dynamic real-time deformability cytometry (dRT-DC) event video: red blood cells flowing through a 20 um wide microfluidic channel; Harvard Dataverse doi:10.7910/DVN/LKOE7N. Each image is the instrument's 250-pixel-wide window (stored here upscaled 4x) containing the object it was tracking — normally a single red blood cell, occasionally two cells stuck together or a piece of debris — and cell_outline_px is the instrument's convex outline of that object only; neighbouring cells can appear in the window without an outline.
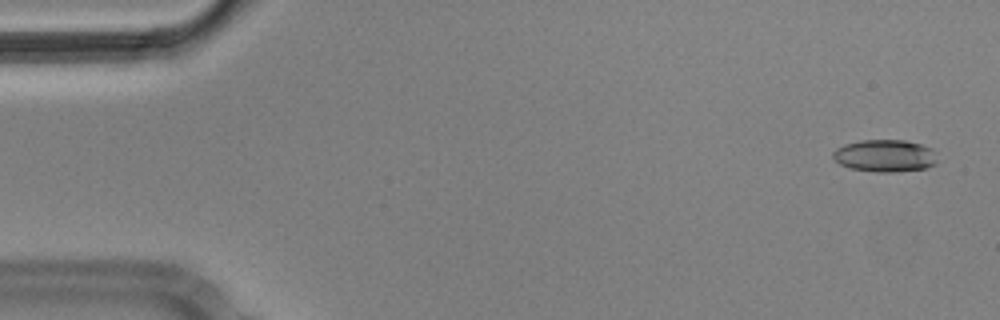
{"species": "Egyptian fruit bat (a non-hibernating species)", "species_latin": "Rousettus aegyptiacus", "temperature_condition": "cold", "stored_images_in_passage": 4, "camera_frame_rate_fps": 3000, "um_per_image_px": 0.085, "animal": {"sex": "male"}, "frame": {"image": 1, "passage_image": 1, "time_ms": 0.0, "image_size_px": [1000, 320], "cell_outline_px": [[936, 164], [924, 168], [892, 172], [876, 172], [852, 168], [840, 164], [832, 156], [832, 152], [836, 148], [844, 144], [860, 140], [904, 140], [920, 144], [932, 148], [936, 152]], "centroid_in_image_um": [75.22, 13.23], "position_along_channel_um": 9.8, "area_um2": 19.59}}
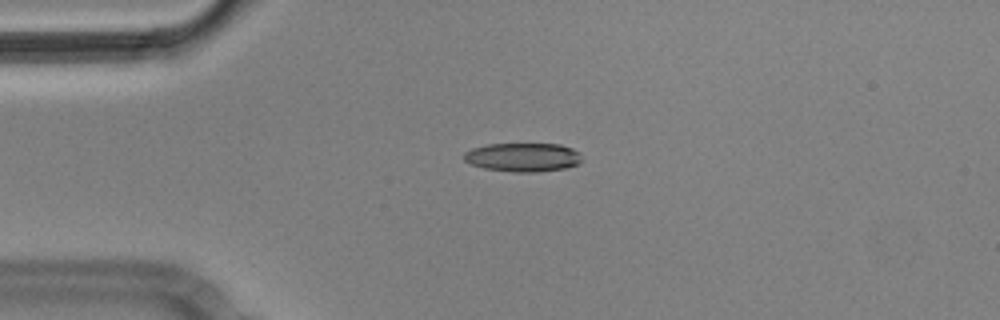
{"frame": {"image": 2, "passage_image": 3, "time_ms": 0.667, "image_size_px": [1000, 320], "cell_outline_px": [[580, 164], [564, 168], [540, 172], [512, 172], [484, 168], [472, 164], [464, 160], [464, 152], [472, 148], [488, 144], [560, 144], [572, 148], [580, 152]], "centroid_in_image_um": [44.46, 13.36], "position_along_channel_um": 40.5, "area_um2": 19.83}}